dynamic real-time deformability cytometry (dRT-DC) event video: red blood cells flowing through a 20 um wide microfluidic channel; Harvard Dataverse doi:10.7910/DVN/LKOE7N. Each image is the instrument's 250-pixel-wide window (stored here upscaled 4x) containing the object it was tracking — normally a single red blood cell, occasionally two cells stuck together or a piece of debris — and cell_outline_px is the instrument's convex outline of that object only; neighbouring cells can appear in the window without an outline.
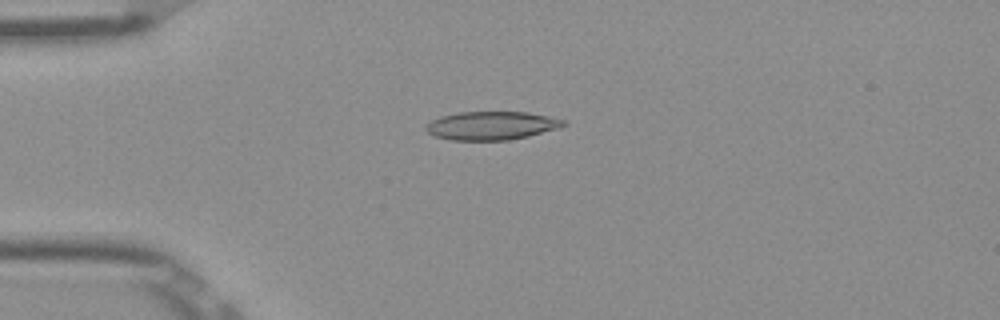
{"species": "Egyptian fruit bat (a non-hibernating species)", "species_latin": "Rousettus aegyptiacus", "temperature_condition": "room temperature", "stored_images_in_passage": 45, "camera_frame_rate_fps": 3000, "um_per_image_px": 0.085, "frame": {"image": 1, "passage_image": 6, "time_ms": 1.667, "image_size_px": [1000, 320], "cell_outline_px": [[568, 124], [560, 128], [528, 136], [508, 140], [452, 140], [436, 136], [428, 132], [424, 128], [432, 120], [440, 116], [460, 112], [528, 112], [548, 116], [564, 120]], "centroid_in_image_um": [41.81, 10.67], "position_along_channel_um": 43.2, "area_um2": 22.72}}
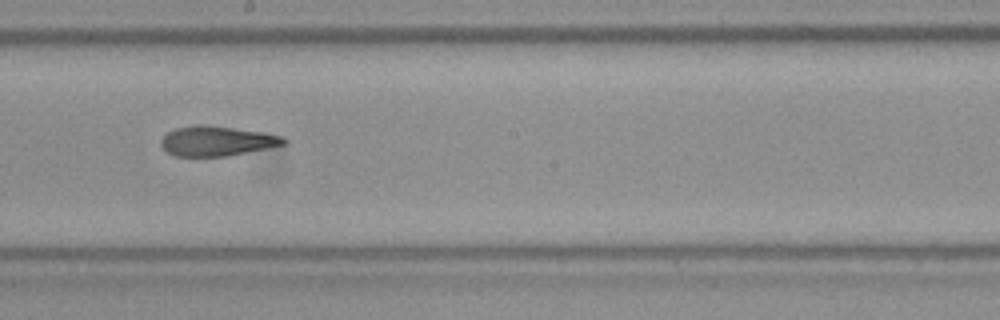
{"frame": {"image": 2, "passage_image": 22, "time_ms": 7.0, "image_size_px": [1000, 320], "cell_outline_px": [[288, 144], [228, 156], [176, 156], [168, 152], [160, 144], [160, 140], [168, 132], [176, 128], [196, 124], [204, 124], [260, 132], [280, 136], [288, 140]], "centroid_in_image_um": [18.43, 11.99], "position_along_channel_um": 229.8, "area_um2": 21.21}}
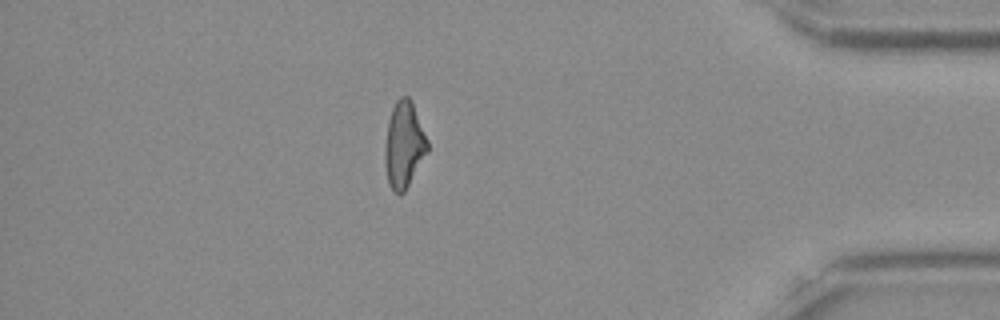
{"frame": {"image": 3, "passage_image": 38, "time_ms": 12.333, "image_size_px": [1000, 320], "cell_outline_px": [[428, 152], [404, 192], [400, 196], [392, 192], [388, 184], [384, 164], [384, 144], [388, 120], [392, 108], [396, 100], [400, 96], [408, 96], [412, 100], [428, 140]], "centroid_in_image_um": [34.32, 12.32], "position_along_channel_um": 400.9, "area_um2": 21.91}, "authors_computed_cell_mechanics": {"area_um2": 21.9062, "velocity_mm_per_s": 3.9209, "shape_relaxation_time_tau1_ms": null, "shape_relaxation_time_tau2_ms": 4.4199, "deformation_change_tau1": null, "deformation_change_tau2": 0.1362}}